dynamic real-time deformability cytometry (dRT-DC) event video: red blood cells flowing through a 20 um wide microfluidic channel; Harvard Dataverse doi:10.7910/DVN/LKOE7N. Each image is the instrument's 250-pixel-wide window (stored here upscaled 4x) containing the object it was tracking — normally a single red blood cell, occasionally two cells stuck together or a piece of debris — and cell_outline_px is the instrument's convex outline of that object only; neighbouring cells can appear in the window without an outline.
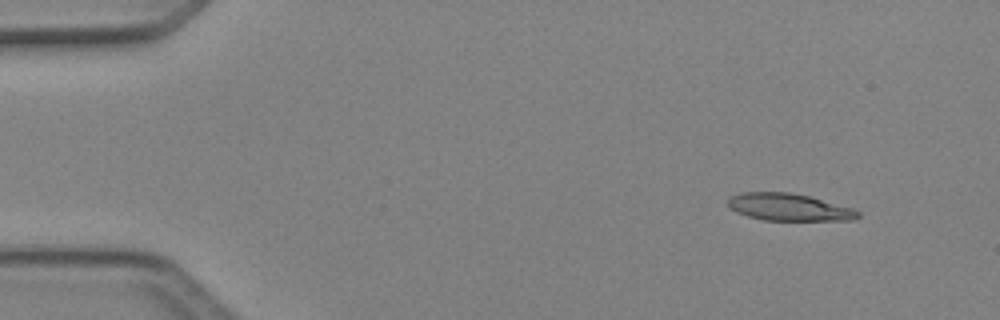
{"species": "Egyptian fruit bat (a non-hibernating species)", "species_latin": "Rousettus aegyptiacus", "temperature_condition": "cold", "stored_images_in_passage": 4, "camera_frame_rate_fps": 3000, "um_per_image_px": 0.085, "animal": {"sex": "female"}, "frame": {"image": 1, "passage_image": 2, "time_ms": 0.333, "image_size_px": [1000, 320], "cell_outline_px": [[860, 216], [852, 220], [764, 220], [748, 216], [736, 212], [728, 204], [728, 200], [732, 196], [740, 192], [788, 192], [808, 196], [852, 208], [860, 212]], "centroid_in_image_um": [67.05, 17.61], "position_along_channel_um": 17.9, "area_um2": 20.35}}